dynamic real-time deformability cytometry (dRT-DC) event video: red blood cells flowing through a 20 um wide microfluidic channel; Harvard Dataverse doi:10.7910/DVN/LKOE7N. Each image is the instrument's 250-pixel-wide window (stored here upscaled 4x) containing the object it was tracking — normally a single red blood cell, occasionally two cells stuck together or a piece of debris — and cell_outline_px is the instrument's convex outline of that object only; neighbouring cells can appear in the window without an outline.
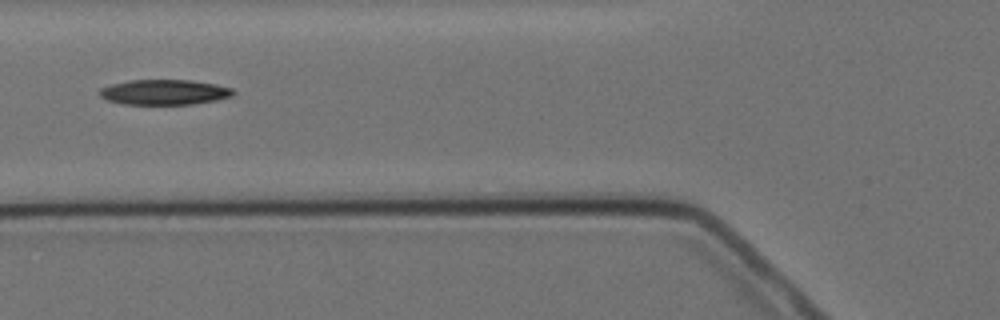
{"species": "Egyptian fruit bat (a non-hibernating species)", "species_latin": "Rousettus aegyptiacus", "temperature_condition": "cold", "stored_images_in_passage": 4, "camera_frame_rate_fps": 3000, "um_per_image_px": 0.085, "animal": {"sex": "female"}, "frame": {"image": 1, "passage_image": 3, "time_ms": 3.0, "image_size_px": [1000, 320], "cell_outline_px": [[236, 92], [232, 96], [216, 100], [192, 104], [124, 104], [108, 100], [100, 96], [100, 88], [112, 84], [132, 80], [192, 80], [216, 84], [232, 88]], "centroid_in_image_um": [14.01, 7.83], "position_along_channel_um": 111.8, "area_um2": 19.54}}
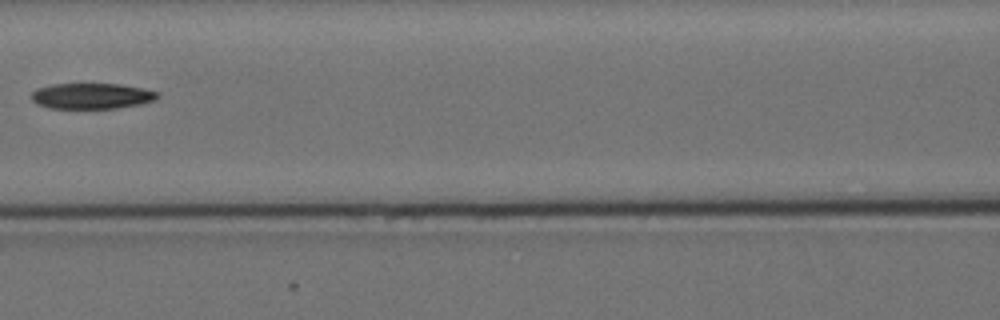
{"frame": {"image": 2, "passage_image": 4, "time_ms": 4.333, "image_size_px": [1000, 320], "cell_outline_px": [[160, 96], [156, 100], [140, 104], [116, 108], [48, 108], [36, 104], [32, 100], [32, 92], [36, 88], [52, 84], [120, 84], [140, 88], [156, 92]], "centroid_in_image_um": [7.76, 8.16], "position_along_channel_um": 158.8, "area_um2": 18.84}}